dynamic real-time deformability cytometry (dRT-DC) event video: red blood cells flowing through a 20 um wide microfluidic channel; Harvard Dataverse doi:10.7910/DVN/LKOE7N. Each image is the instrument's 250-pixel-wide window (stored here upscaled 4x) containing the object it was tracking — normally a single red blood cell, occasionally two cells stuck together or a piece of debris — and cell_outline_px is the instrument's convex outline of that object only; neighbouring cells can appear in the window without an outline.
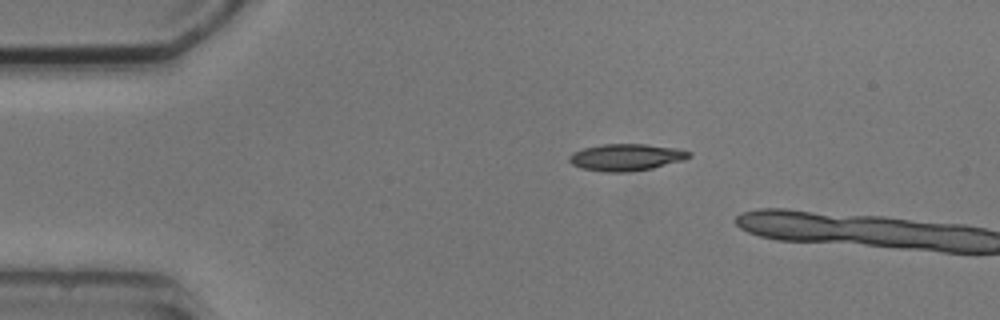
{"species": "common noctule bat (a hibernating species)", "species_latin": "Nyctalus noctula", "temperature_condition": "cold", "stored_images_in_passage": 2, "camera_frame_rate_fps": 3000, "um_per_image_px": 0.085, "animal": {"sex": "male", "body_mass_g": 20.5, "forearm_length_mm": 52.5}, "frame": {"image": 1, "passage_image": 1, "time_ms": 0.0, "image_size_px": [1000, 320], "cell_outline_px": [[692, 156], [684, 160], [652, 168], [628, 172], [604, 172], [580, 168], [572, 164], [568, 160], [568, 156], [572, 152], [584, 148], [604, 144], [644, 144], [676, 148], [692, 152]], "centroid_in_image_um": [53.21, 13.37], "position_along_channel_um": 31.8, "area_um2": 18.84}}